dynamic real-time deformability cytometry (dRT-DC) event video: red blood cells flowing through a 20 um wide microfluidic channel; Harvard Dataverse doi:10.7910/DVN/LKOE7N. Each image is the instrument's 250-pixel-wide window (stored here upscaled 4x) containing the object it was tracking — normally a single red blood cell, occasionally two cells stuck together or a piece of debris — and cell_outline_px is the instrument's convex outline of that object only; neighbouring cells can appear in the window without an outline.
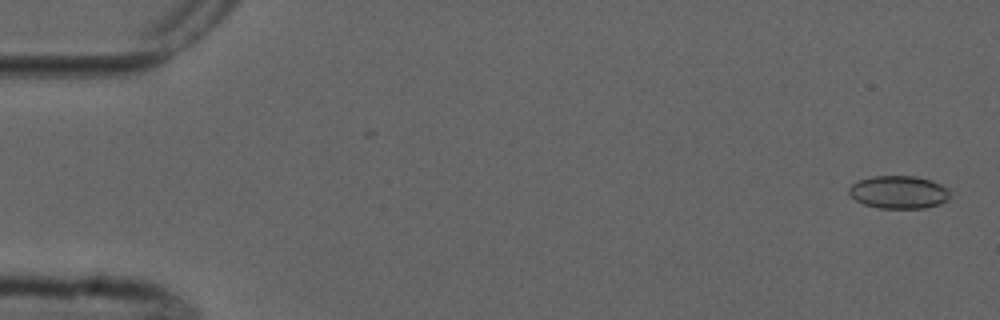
{"species": "common noctule bat (a hibernating species)", "species_latin": "Nyctalus noctula", "temperature_condition": "cold", "stored_images_in_passage": 5, "camera_frame_rate_fps": 3000, "um_per_image_px": 0.085, "animal": {"sex": "male", "forearm_length_mm": 52.5}, "frame": {"image": 1, "passage_image": 1, "time_ms": 0.0, "image_size_px": [1000, 320], "cell_outline_px": [[948, 200], [940, 204], [924, 208], [880, 208], [864, 204], [856, 200], [848, 192], [848, 188], [852, 184], [860, 180], [872, 176], [916, 176], [932, 180], [948, 188]], "centroid_in_image_um": [76.4, 16.33], "position_along_channel_um": 8.6, "area_um2": 19.31}}
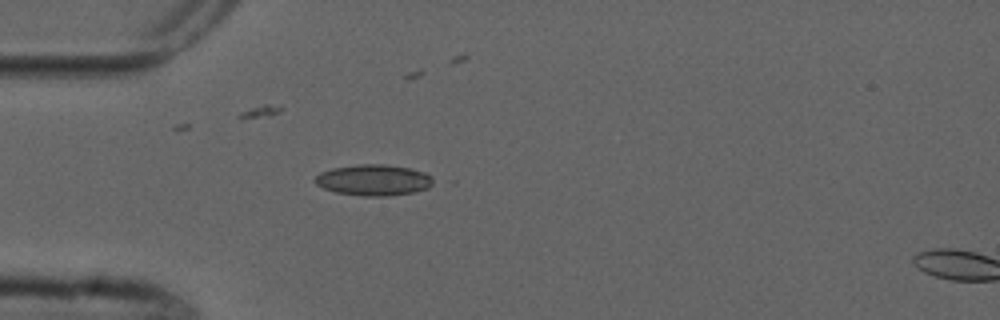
{"frame": {"image": 2, "passage_image": 4, "time_ms": 4.667, "image_size_px": [1000, 320], "cell_outline_px": [[440, 180], [428, 188], [412, 192], [388, 196], [364, 196], [336, 192], [324, 188], [316, 184], [312, 180], [320, 172], [332, 168], [360, 164], [384, 164], [412, 168], [424, 172]], "centroid_in_image_um": [31.81, 15.3], "position_along_channel_um": 53.2, "area_um2": 21.68}}